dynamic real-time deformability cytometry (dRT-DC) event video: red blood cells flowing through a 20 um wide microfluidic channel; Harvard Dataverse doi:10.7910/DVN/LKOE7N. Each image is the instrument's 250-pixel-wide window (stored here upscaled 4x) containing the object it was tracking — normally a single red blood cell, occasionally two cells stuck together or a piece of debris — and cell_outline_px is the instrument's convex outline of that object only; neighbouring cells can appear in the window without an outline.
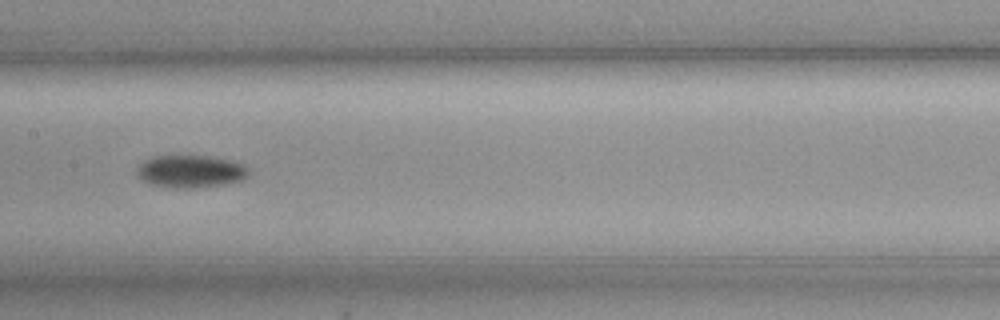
{"species": "common noctule bat (a hibernating species)", "species_latin": "Nyctalus noctula", "temperature_condition": "cold", "stored_images_in_passage": 30, "camera_frame_rate_fps": 3000, "um_per_image_px": 0.085, "animal": {"sex": "female", "body_mass_g": 19.3, "forearm_length_mm": 54.1}, "frame": {"image": 1, "passage_image": 13, "time_ms": 4.0, "image_size_px": [1000, 320], "cell_outline_px": [[248, 172], [240, 180], [224, 184], [192, 188], [172, 188], [152, 184], [144, 180], [136, 172], [136, 168], [144, 160], [152, 156], [188, 152], [212, 156], [232, 160], [244, 164], [248, 168]], "centroid_in_image_um": [16.16, 14.5], "position_along_channel_um": 191.2, "area_um2": 21.91}}
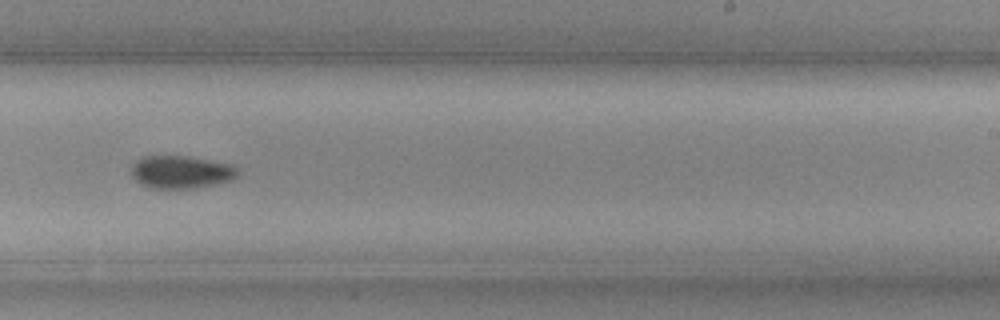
{"frame": {"image": 2, "passage_image": 20, "time_ms": 6.333, "image_size_px": [1000, 320], "cell_outline_px": [[236, 176], [228, 180], [212, 184], [188, 188], [148, 188], [140, 184], [132, 176], [132, 164], [136, 160], [144, 156], [184, 156], [208, 160], [228, 164], [236, 168]], "centroid_in_image_um": [15.28, 14.62], "position_along_channel_um": 273.7, "area_um2": 19.77}}
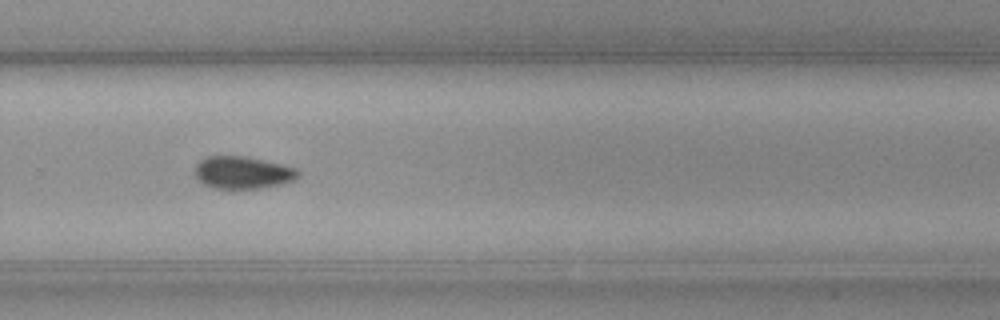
{"frame": {"image": 3, "passage_image": 23, "time_ms": 7.333, "image_size_px": [1000, 320], "cell_outline_px": [[300, 176], [292, 180], [280, 184], [260, 188], [212, 188], [204, 184], [196, 176], [196, 164], [200, 160], [208, 156], [248, 156], [296, 168], [300, 172]], "centroid_in_image_um": [20.64, 14.66], "position_along_channel_um": 309.2, "area_um2": 19.31}, "authors_computed_cell_mechanics": {"area_um2": 20.5768, "velocity_mm_per_s": 3.5551, "shape_relaxation_time_tau1_ms": 7.8575, "shape_relaxation_time_tau2_ms": null, "deformation_change_tau1": 0.0789, "deformation_change_tau2": null}}